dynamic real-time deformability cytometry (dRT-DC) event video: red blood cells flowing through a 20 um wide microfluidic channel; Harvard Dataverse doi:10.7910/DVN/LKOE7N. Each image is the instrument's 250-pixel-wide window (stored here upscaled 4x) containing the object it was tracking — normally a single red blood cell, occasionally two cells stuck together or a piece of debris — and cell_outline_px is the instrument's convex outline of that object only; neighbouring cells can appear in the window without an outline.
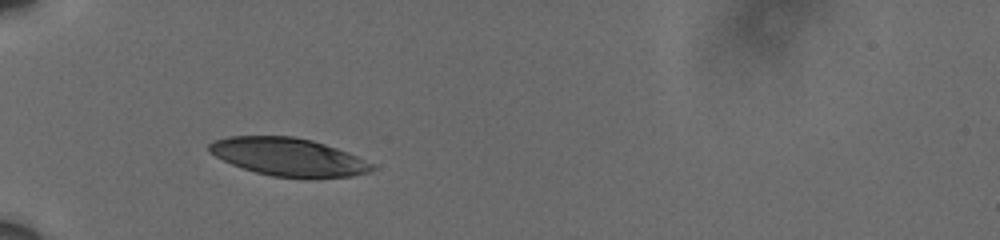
{"species": "human", "species_latin": "Homo sapiens", "temperature_condition": "cold", "stored_images_in_passage": 34, "camera_frame_rate_fps": 3000, "um_per_image_px": 0.085, "donor": {"sex": "male"}, "frame": {"image": 1, "passage_image": 1, "time_ms": 0.0, "image_size_px": [1000, 240], "cell_outline_px": [[376, 168], [372, 172], [352, 176], [308, 180], [304, 180], [272, 176], [256, 172], [232, 164], [208, 152], [208, 144], [212, 140], [228, 136], [292, 136], [312, 140], [348, 152], [372, 164]], "centroid_in_image_um": [24.53, 13.37], "position_along_channel_um": 60.5, "area_um2": 36.59}}
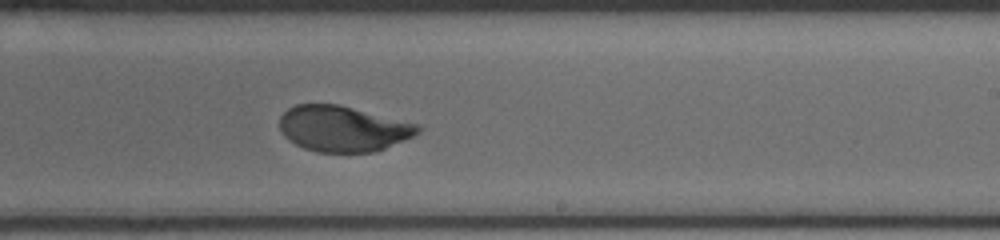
{"frame": {"image": 2, "passage_image": 19, "time_ms": 6.0, "image_size_px": [1000, 240], "cell_outline_px": [[424, 128], [420, 132], [412, 136], [376, 152], [316, 152], [304, 148], [288, 140], [280, 132], [280, 116], [288, 108], [296, 104], [336, 104], [420, 124]], "centroid_in_image_um": [29.15, 10.94], "position_along_channel_um": 259.9, "area_um2": 36.88}}
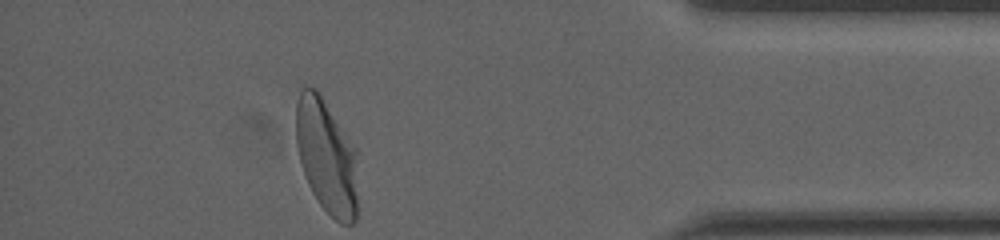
{"frame": {"image": 3, "passage_image": 34, "time_ms": 11.0, "image_size_px": [1000, 240], "cell_outline_px": [[356, 220], [352, 224], [340, 224], [320, 204], [312, 192], [308, 184], [300, 160], [296, 144], [296, 104], [300, 92], [304, 84], [316, 88], [356, 148]], "centroid_in_image_um": [27.74, 13.27], "position_along_channel_um": 407.5, "area_um2": 41.04}, "authors_computed_cell_mechanics": {"area_um2": 38.0613, "velocity_mm_per_s": 3.5712, "shape_relaxation_time_tau1_ms": 3.6396, "shape_relaxation_time_tau2_ms": null, "deformation_change_tau1": 0.1684, "deformation_change_tau2": null}}